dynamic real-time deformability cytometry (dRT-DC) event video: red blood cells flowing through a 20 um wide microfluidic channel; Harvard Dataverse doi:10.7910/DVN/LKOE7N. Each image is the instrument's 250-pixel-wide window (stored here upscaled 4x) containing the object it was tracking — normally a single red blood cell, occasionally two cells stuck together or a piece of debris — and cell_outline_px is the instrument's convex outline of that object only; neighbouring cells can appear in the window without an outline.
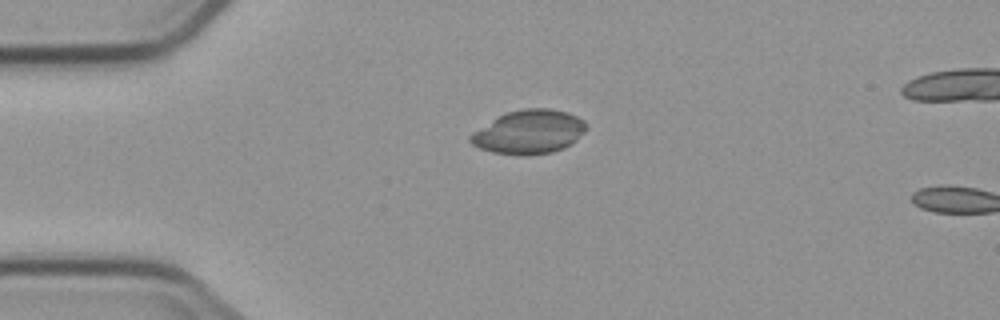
{"species": "common noctule bat (a hibernating species)", "species_latin": "Nyctalus noctula", "temperature_condition": "cold", "stored_images_in_passage": 3, "camera_frame_rate_fps": 3000, "um_per_image_px": 0.085, "animal": {"sex": "male", "body_mass_g": 23.1, "forearm_length_mm": 52.7}, "frame": {"image": 1, "passage_image": 2, "time_ms": 1.333, "image_size_px": [1000, 320], "cell_outline_px": [[588, 128], [572, 144], [564, 148], [552, 152], [528, 156], [524, 156], [492, 152], [480, 148], [472, 144], [468, 140], [468, 136], [472, 132], [492, 120], [508, 112], [524, 108], [548, 108], [568, 112], [584, 120]], "centroid_in_image_um": [44.98, 11.23], "position_along_channel_um": 40.0, "area_um2": 29.71}}